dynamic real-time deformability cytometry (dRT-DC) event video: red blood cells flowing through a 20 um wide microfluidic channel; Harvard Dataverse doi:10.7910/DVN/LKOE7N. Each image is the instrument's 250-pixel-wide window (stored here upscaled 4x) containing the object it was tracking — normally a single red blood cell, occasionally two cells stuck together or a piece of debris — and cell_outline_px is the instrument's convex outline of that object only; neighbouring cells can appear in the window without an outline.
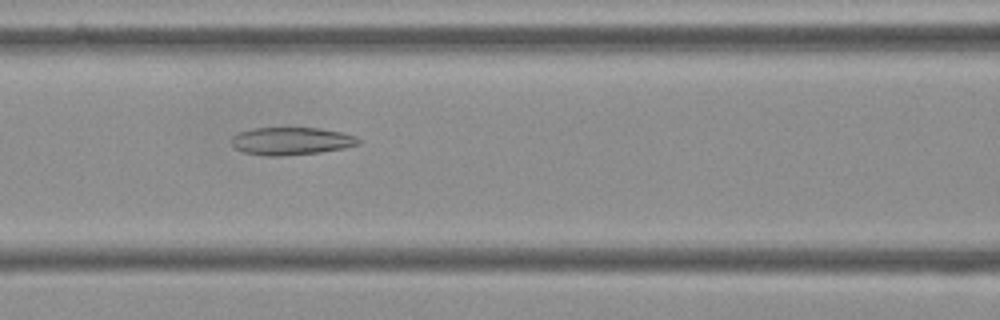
{"species": "Egyptian fruit bat (a non-hibernating species)", "species_latin": "Rousettus aegyptiacus", "temperature_condition": "cold", "stored_images_in_passage": 42, "camera_frame_rate_fps": 3000, "um_per_image_px": 0.085, "frame": {"image": 1, "passage_image": 17, "time_ms": 5.333, "image_size_px": [1000, 320], "cell_outline_px": [[360, 144], [344, 148], [320, 152], [280, 156], [264, 156], [244, 152], [236, 148], [232, 144], [232, 136], [240, 132], [252, 128], [320, 128], [344, 132], [356, 136], [360, 140]], "centroid_in_image_um": [24.79, 11.99], "position_along_channel_um": 141.8, "area_um2": 20.52}}
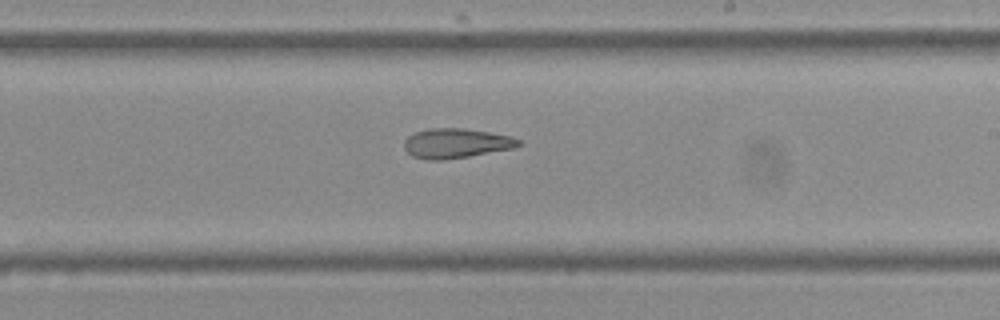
{"frame": {"image": 2, "passage_image": 26, "time_ms": 8.333, "image_size_px": [1000, 320], "cell_outline_px": [[524, 144], [516, 148], [444, 160], [428, 160], [412, 156], [404, 148], [404, 140], [408, 136], [416, 132], [428, 128], [464, 128], [512, 136], [520, 140]], "centroid_in_image_um": [38.79, 12.18], "position_along_channel_um": 250.2, "area_um2": 19.94}}
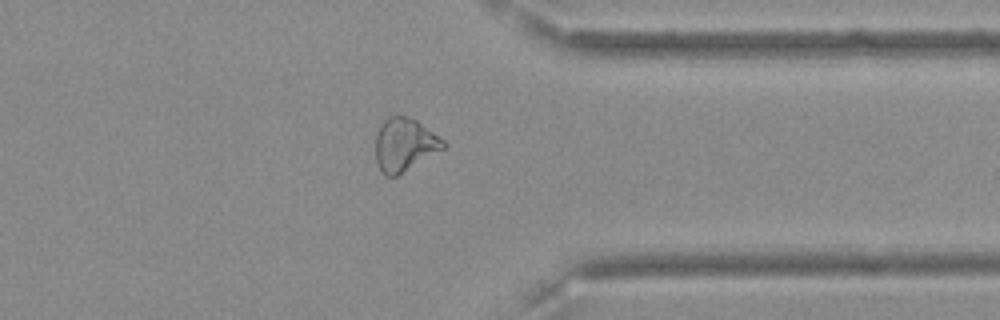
{"frame": {"image": 3, "passage_image": 37, "time_ms": 12.0, "image_size_px": [1000, 320], "cell_outline_px": [[448, 144], [444, 148], [396, 176], [384, 176], [376, 160], [376, 132], [380, 124], [388, 116], [408, 116], [416, 120], [444, 140]], "centroid_in_image_um": [34.37, 12.28], "position_along_channel_um": 377.0, "area_um2": 20.75}, "authors_computed_cell_mechanics": {"area_um2": 21.1548, "velocity_mm_per_s": 3.6166, "shape_relaxation_time_tau1_ms": null, "shape_relaxation_time_tau2_ms": 6.5438, "deformation_change_tau1": null, "deformation_change_tau2": 0.1579}}